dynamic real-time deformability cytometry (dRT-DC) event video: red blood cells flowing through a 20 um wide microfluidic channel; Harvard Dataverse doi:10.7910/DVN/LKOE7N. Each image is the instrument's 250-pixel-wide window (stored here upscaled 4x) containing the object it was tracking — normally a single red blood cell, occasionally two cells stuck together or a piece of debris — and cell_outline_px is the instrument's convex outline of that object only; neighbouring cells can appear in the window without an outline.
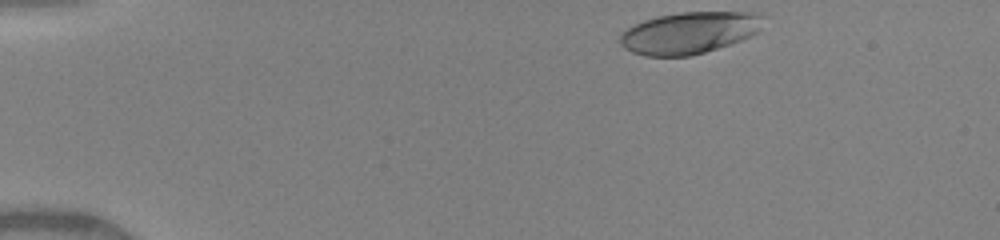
{"species": "human", "species_latin": "Homo sapiens", "temperature_condition": "warm", "stored_images_in_passage": 3, "camera_frame_rate_fps": 3000, "um_per_image_px": 0.085, "donor": {"sex": "female"}, "frame": {"image": 1, "passage_image": 1, "time_ms": 0.0, "image_size_px": [1000, 240], "cell_outline_px": [[760, 28], [756, 32], [740, 40], [704, 52], [688, 56], [644, 56], [632, 52], [624, 48], [620, 44], [620, 36], [628, 28], [644, 20], [656, 16], [680, 12], [752, 12], [756, 16]], "centroid_in_image_um": [58.47, 2.79], "position_along_channel_um": 26.5, "area_um2": 34.04}}